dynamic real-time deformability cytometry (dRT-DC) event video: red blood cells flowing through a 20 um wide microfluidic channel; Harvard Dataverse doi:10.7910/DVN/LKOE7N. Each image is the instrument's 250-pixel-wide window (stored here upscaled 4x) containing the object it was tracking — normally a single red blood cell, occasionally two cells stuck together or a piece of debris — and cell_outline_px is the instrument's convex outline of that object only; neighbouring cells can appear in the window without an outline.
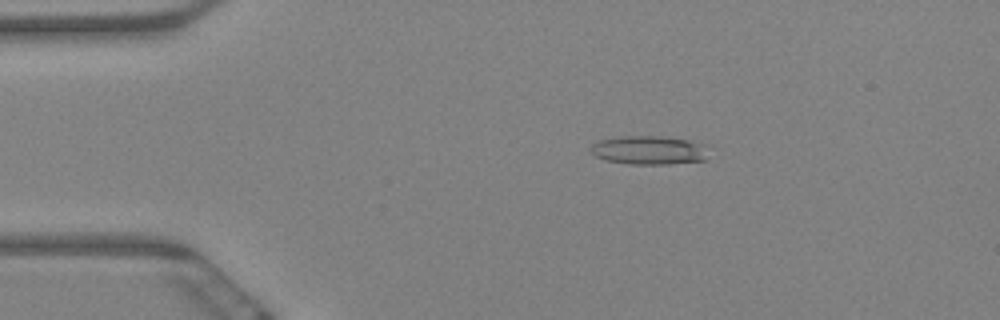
{"species": "Egyptian fruit bat (a non-hibernating species)", "species_latin": "Rousettus aegyptiacus", "temperature_condition": "warm", "stored_images_in_passage": 61, "camera_frame_rate_fps": 3000, "um_per_image_px": 0.085, "animal": {"sex": "female"}, "frame": {"image": 1, "passage_image": 10, "time_ms": 3.0, "image_size_px": [1000, 320], "cell_outline_px": [[708, 160], [668, 164], [628, 164], [604, 160], [596, 156], [592, 152], [592, 144], [600, 140], [620, 136], [660, 136], [688, 140], [704, 144]], "centroid_in_image_um": [55.17, 12.77], "position_along_channel_um": 29.8, "area_um2": 19.71}}
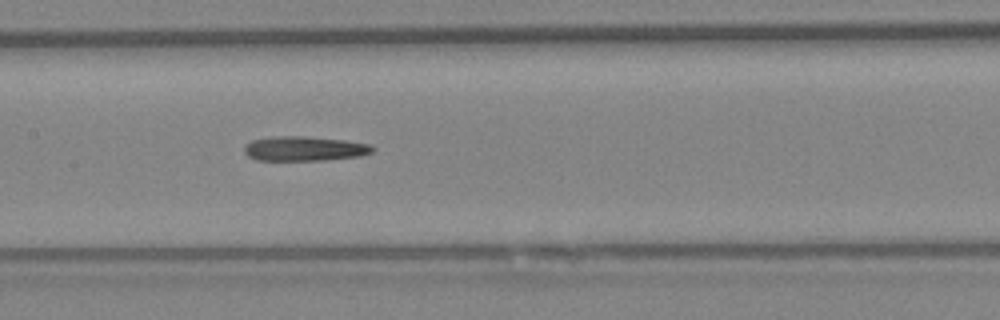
{"frame": {"image": 2, "passage_image": 29, "time_ms": 9.333, "image_size_px": [1000, 320], "cell_outline_px": [[376, 148], [372, 152], [360, 156], [324, 160], [256, 160], [248, 156], [244, 152], [244, 148], [252, 140], [276, 136], [304, 136], [344, 140], [368, 144]], "centroid_in_image_um": [25.88, 12.63], "position_along_channel_um": 181.5, "area_um2": 18.26}}
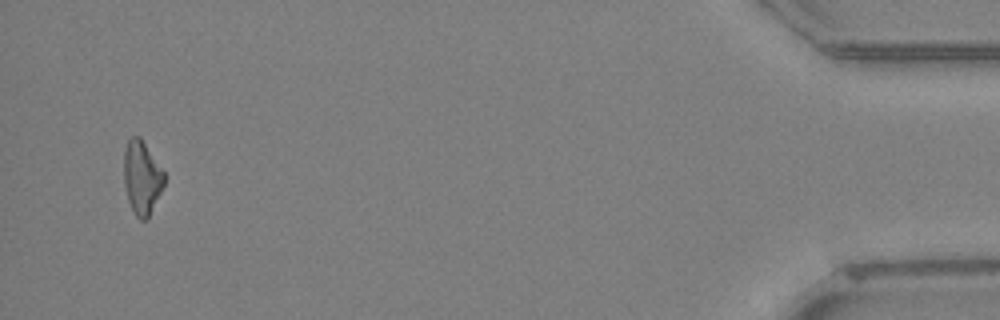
{"frame": {"image": 3, "passage_image": 59, "time_ms": 19.333, "image_size_px": [1000, 320], "cell_outline_px": [[164, 184], [148, 220], [140, 220], [136, 216], [128, 200], [124, 184], [124, 152], [128, 140], [132, 136], [140, 136], [164, 172]], "centroid_in_image_um": [12.05, 15.11], "position_along_channel_um": 423.1, "area_um2": 17.17}}